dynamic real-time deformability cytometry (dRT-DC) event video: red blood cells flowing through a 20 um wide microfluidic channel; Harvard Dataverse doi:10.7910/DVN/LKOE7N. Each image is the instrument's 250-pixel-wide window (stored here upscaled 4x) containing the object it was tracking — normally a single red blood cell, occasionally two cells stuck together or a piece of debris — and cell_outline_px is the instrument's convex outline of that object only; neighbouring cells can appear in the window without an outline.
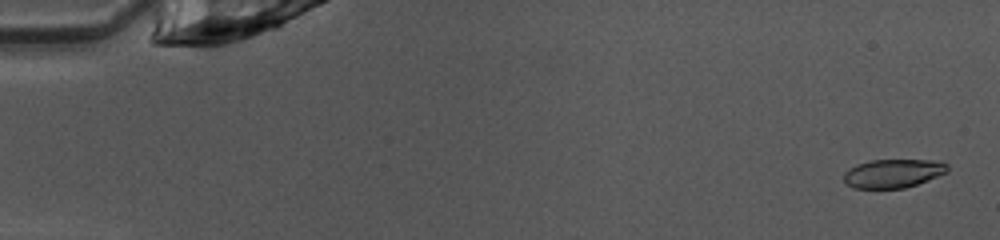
{"species": "common noctule bat (a hibernating species)", "species_latin": "Nyctalus noctula", "temperature_condition": "warm", "stored_images_in_passage": 50, "camera_frame_rate_fps": 3000, "um_per_image_px": 0.085, "animal": {"sex": "female", "body_mass_g": 10.0, "forearm_length_mm": 53.1}, "frame": {"image": 1, "passage_image": 2, "time_ms": 0.333, "image_size_px": [1000, 240], "cell_outline_px": [[948, 172], [916, 184], [904, 188], [852, 188], [844, 180], [844, 172], [848, 168], [856, 164], [872, 160], [940, 160], [948, 164]], "centroid_in_image_um": [75.92, 14.72], "position_along_channel_um": 9.1, "area_um2": 17.34}}
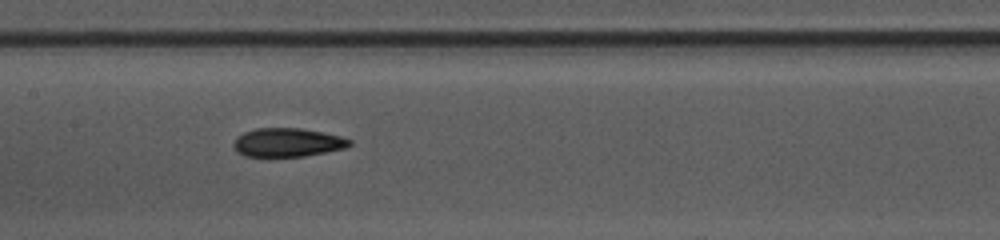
{"frame": {"image": 2, "passage_image": 25, "time_ms": 8.0, "image_size_px": [1000, 240], "cell_outline_px": [[352, 144], [344, 148], [304, 156], [268, 160], [244, 156], [236, 152], [232, 144], [236, 136], [244, 132], [256, 128], [300, 128], [324, 132], [344, 136], [352, 140]], "centroid_in_image_um": [24.37, 12.15], "position_along_channel_um": 183.0, "area_um2": 20.4}}
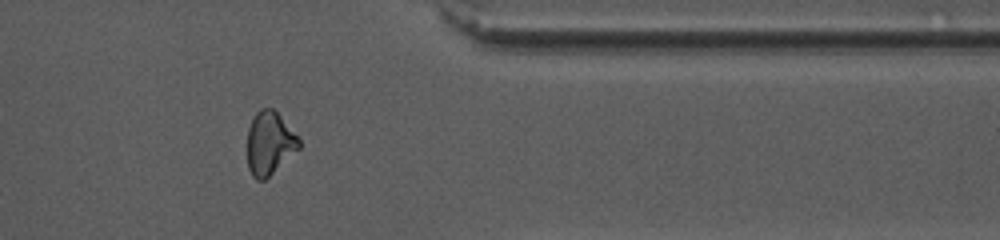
{"frame": {"image": 3, "passage_image": 41, "time_ms": 13.333, "image_size_px": [1000, 240], "cell_outline_px": [[300, 148], [264, 180], [256, 180], [252, 176], [248, 168], [248, 128], [256, 112], [260, 108], [272, 108], [276, 112], [300, 140]], "centroid_in_image_um": [22.89, 12.19], "position_along_channel_um": 388.5, "area_um2": 18.67}, "authors_computed_cell_mechanics": {"area_um2": 19.5364, "velocity_mm_per_s": 4.0601, "shape_relaxation_time_tau1_ms": 7.6129, "shape_relaxation_time_tau2_ms": 2.5342, "deformation_change_tau1": 0.189, "deformation_change_tau2": 0.0912}}